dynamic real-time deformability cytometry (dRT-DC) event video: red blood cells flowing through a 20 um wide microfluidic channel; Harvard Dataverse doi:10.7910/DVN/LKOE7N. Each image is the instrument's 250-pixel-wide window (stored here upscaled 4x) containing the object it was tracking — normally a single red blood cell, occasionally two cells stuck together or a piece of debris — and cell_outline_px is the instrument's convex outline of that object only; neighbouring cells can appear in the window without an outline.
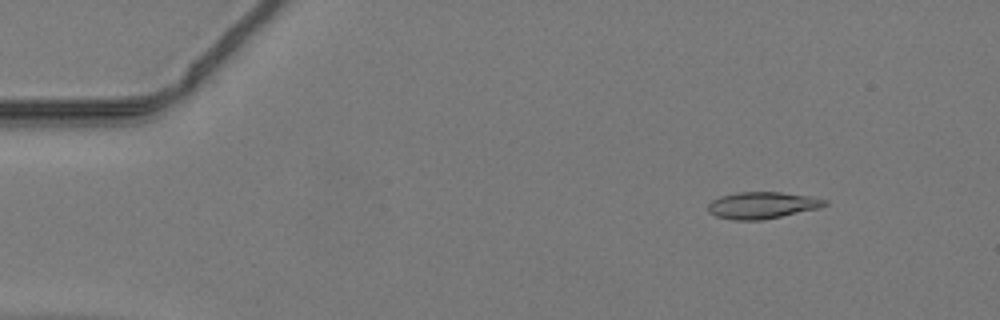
{"species": "common noctule bat (a hibernating species)", "species_latin": "Nyctalus noctula", "temperature_condition": "warm", "stored_images_in_passage": 48, "camera_frame_rate_fps": 3000, "um_per_image_px": 0.085, "animal": {"sex": "male", "body_mass_g": 19.2, "forearm_length_mm": 51.8}, "frame": {"image": 1, "passage_image": 6, "time_ms": 1.667, "image_size_px": [1000, 320], "cell_outline_px": [[828, 204], [820, 208], [760, 220], [732, 220], [716, 216], [708, 212], [708, 204], [712, 200], [720, 196], [736, 192], [780, 192], [808, 196], [828, 200]], "centroid_in_image_um": [64.76, 17.44], "position_along_channel_um": 20.2, "area_um2": 18.15}}
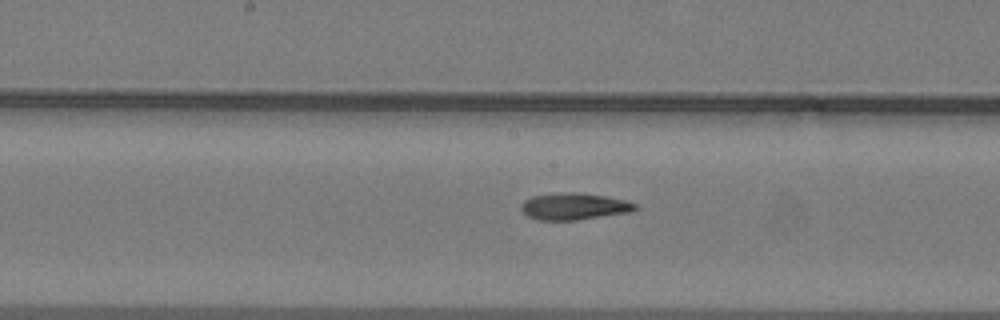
{"frame": {"image": 2, "passage_image": 25, "time_ms": 8.0, "image_size_px": [1000, 320], "cell_outline_px": [[640, 208], [628, 212], [576, 220], [540, 220], [528, 216], [520, 208], [520, 204], [524, 200], [532, 196], [568, 192], [576, 192], [604, 196], [624, 200], [636, 204]], "centroid_in_image_um": [48.77, 17.54], "position_along_channel_um": 199.4, "area_um2": 17.57}}
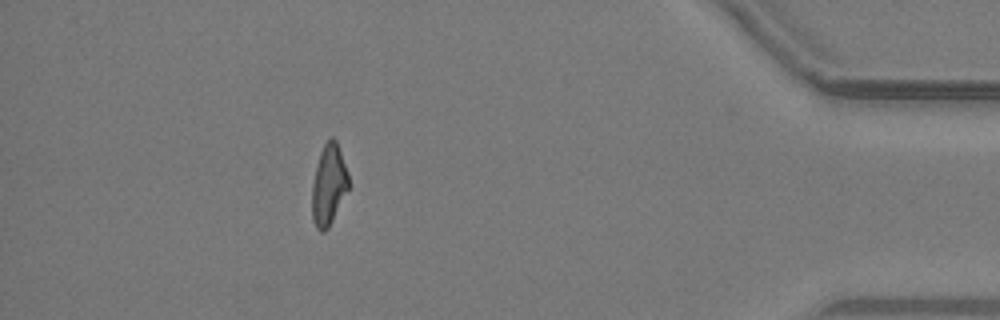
{"frame": {"image": 3, "passage_image": 43, "time_ms": 14.0, "image_size_px": [1000, 320], "cell_outline_px": [[348, 188], [328, 228], [324, 232], [320, 232], [316, 228], [312, 220], [312, 184], [320, 152], [324, 144], [332, 136], [336, 140], [348, 172]], "centroid_in_image_um": [27.92, 15.72], "position_along_channel_um": 407.3, "area_um2": 16.94}}